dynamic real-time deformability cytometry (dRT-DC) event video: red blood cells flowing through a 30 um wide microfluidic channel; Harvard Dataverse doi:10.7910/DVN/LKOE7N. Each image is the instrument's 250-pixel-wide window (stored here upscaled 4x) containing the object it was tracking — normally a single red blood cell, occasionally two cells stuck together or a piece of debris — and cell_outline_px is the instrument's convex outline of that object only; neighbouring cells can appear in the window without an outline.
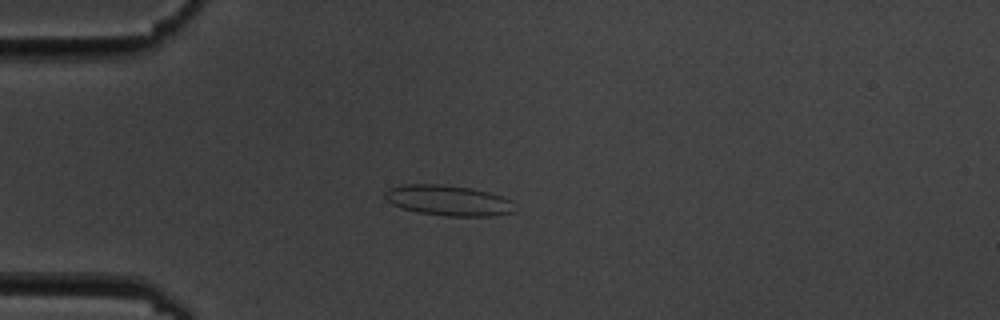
{"species": "common noctule bat (a hibernating species)", "species_latin": "Nyctalus noctula", "temperature_condition": "cold", "stored_images_in_passage": 3, "camera_frame_rate_fps": 3000, "um_per_image_px": 0.085, "animal": {"sex": "male", "body_mass_g": 19.5, "forearm_length_mm": 54.6}, "frame": {"image": 1, "passage_image": 2, "time_ms": 1.333, "image_size_px": [1000, 320], "cell_outline_px": [[516, 212], [492, 216], [444, 216], [416, 212], [392, 204], [384, 200], [384, 192], [388, 188], [404, 184], [436, 184], [472, 188], [488, 192], [512, 200]], "centroid_in_image_um": [38.09, 17.04], "position_along_channel_um": 46.9, "area_um2": 23.24}}